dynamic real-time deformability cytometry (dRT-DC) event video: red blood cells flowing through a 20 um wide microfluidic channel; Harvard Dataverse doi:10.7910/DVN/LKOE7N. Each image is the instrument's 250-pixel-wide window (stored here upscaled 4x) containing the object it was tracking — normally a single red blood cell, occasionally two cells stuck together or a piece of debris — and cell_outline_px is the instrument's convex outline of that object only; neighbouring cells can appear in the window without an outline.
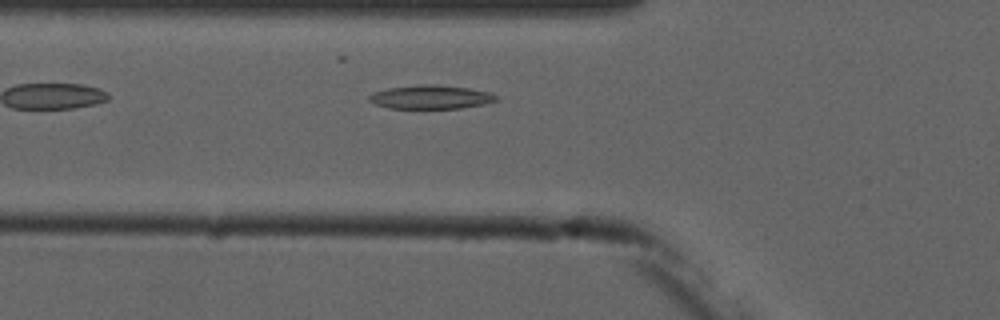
{"species": "common noctule bat (a hibernating species)", "species_latin": "Nyctalus noctula", "temperature_condition": "cold", "stored_images_in_passage": 4, "camera_frame_rate_fps": 3000, "um_per_image_px": 0.085, "animal": {"sex": "male", "forearm_length_mm": 52.5}, "frame": {"image": 1, "passage_image": 4, "time_ms": 4.667, "image_size_px": [1000, 320], "cell_outline_px": [[500, 100], [484, 104], [460, 108], [388, 108], [376, 104], [368, 100], [368, 96], [376, 92], [388, 88], [424, 84], [432, 84], [468, 88], [488, 92], [500, 96]], "centroid_in_image_um": [36.66, 8.25], "position_along_channel_um": 89.1, "area_um2": 17.46}}